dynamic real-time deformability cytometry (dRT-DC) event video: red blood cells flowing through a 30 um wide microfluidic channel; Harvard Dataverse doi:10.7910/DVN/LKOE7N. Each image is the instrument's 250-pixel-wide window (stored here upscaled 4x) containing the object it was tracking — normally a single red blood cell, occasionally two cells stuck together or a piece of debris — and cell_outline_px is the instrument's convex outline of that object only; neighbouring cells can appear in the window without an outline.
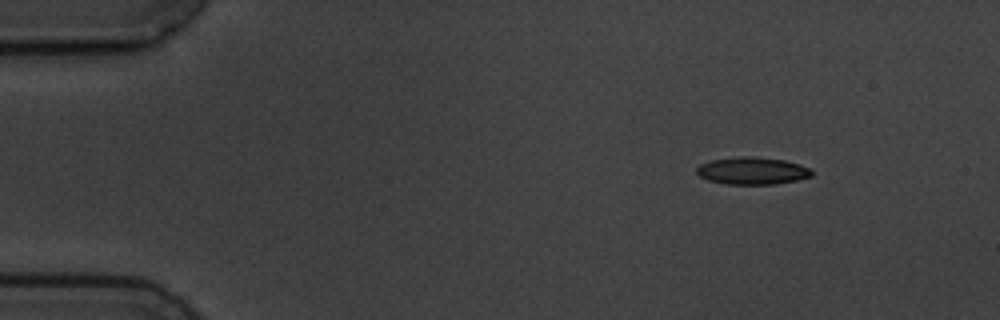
{"species": "common noctule bat (a hibernating species)", "species_latin": "Nyctalus noctula", "temperature_condition": "cold", "stored_images_in_passage": 3, "camera_frame_rate_fps": 3000, "um_per_image_px": 0.085, "animal": {"sex": "male", "body_mass_g": 19.5, "forearm_length_mm": 54.6}, "frame": {"image": 1, "passage_image": 1, "time_ms": 0.0, "image_size_px": [1000, 320], "cell_outline_px": [[812, 176], [796, 180], [776, 184], [728, 184], [708, 180], [700, 176], [696, 172], [696, 168], [700, 164], [708, 160], [740, 156], [748, 156], [784, 160], [800, 164], [808, 168], [812, 172]], "centroid_in_image_um": [63.91, 14.51], "position_along_channel_um": 21.1, "area_um2": 18.26}}
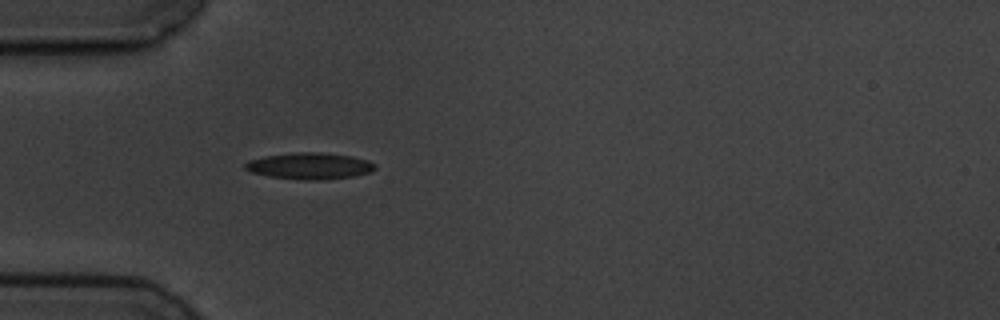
{"frame": {"image": 2, "passage_image": 3, "time_ms": 3.333, "image_size_px": [1000, 320], "cell_outline_px": [[376, 168], [372, 172], [352, 176], [316, 180], [304, 180], [272, 176], [252, 172], [244, 168], [244, 164], [248, 160], [264, 156], [296, 152], [324, 152], [352, 156], [368, 160], [376, 164]], "centroid_in_image_um": [26.35, 14.09], "position_along_channel_um": 58.7, "area_um2": 20.0}}